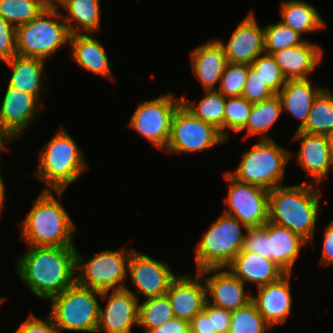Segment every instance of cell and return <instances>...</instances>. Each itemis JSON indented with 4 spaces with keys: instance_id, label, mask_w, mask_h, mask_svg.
<instances>
[{
    "instance_id": "obj_1",
    "label": "cell",
    "mask_w": 333,
    "mask_h": 333,
    "mask_svg": "<svg viewBox=\"0 0 333 333\" xmlns=\"http://www.w3.org/2000/svg\"><path fill=\"white\" fill-rule=\"evenodd\" d=\"M76 253L75 246H29L17 273L33 294L50 300L76 282Z\"/></svg>"
},
{
    "instance_id": "obj_2",
    "label": "cell",
    "mask_w": 333,
    "mask_h": 333,
    "mask_svg": "<svg viewBox=\"0 0 333 333\" xmlns=\"http://www.w3.org/2000/svg\"><path fill=\"white\" fill-rule=\"evenodd\" d=\"M319 195V189L306 181L269 190L268 221L287 227L312 243L320 213Z\"/></svg>"
},
{
    "instance_id": "obj_3",
    "label": "cell",
    "mask_w": 333,
    "mask_h": 333,
    "mask_svg": "<svg viewBox=\"0 0 333 333\" xmlns=\"http://www.w3.org/2000/svg\"><path fill=\"white\" fill-rule=\"evenodd\" d=\"M20 228L28 246H74V222L52 190L41 191Z\"/></svg>"
},
{
    "instance_id": "obj_4",
    "label": "cell",
    "mask_w": 333,
    "mask_h": 333,
    "mask_svg": "<svg viewBox=\"0 0 333 333\" xmlns=\"http://www.w3.org/2000/svg\"><path fill=\"white\" fill-rule=\"evenodd\" d=\"M39 153L35 176L46 183L60 198L69 184L75 182L88 167L75 140L62 127Z\"/></svg>"
},
{
    "instance_id": "obj_5",
    "label": "cell",
    "mask_w": 333,
    "mask_h": 333,
    "mask_svg": "<svg viewBox=\"0 0 333 333\" xmlns=\"http://www.w3.org/2000/svg\"><path fill=\"white\" fill-rule=\"evenodd\" d=\"M247 227L237 218L222 213L203 233L202 240L195 246L197 272L210 268H227L243 249Z\"/></svg>"
},
{
    "instance_id": "obj_6",
    "label": "cell",
    "mask_w": 333,
    "mask_h": 333,
    "mask_svg": "<svg viewBox=\"0 0 333 333\" xmlns=\"http://www.w3.org/2000/svg\"><path fill=\"white\" fill-rule=\"evenodd\" d=\"M70 31L60 10L45 9L30 22L16 27L17 54L43 60L70 43Z\"/></svg>"
},
{
    "instance_id": "obj_7",
    "label": "cell",
    "mask_w": 333,
    "mask_h": 333,
    "mask_svg": "<svg viewBox=\"0 0 333 333\" xmlns=\"http://www.w3.org/2000/svg\"><path fill=\"white\" fill-rule=\"evenodd\" d=\"M291 155L273 139H260L249 151L243 153L238 168L229 174L239 182L272 190L281 186Z\"/></svg>"
},
{
    "instance_id": "obj_8",
    "label": "cell",
    "mask_w": 333,
    "mask_h": 333,
    "mask_svg": "<svg viewBox=\"0 0 333 333\" xmlns=\"http://www.w3.org/2000/svg\"><path fill=\"white\" fill-rule=\"evenodd\" d=\"M102 292L75 282L62 293L50 299L49 315L59 330L95 333L99 322L100 305L97 296Z\"/></svg>"
},
{
    "instance_id": "obj_9",
    "label": "cell",
    "mask_w": 333,
    "mask_h": 333,
    "mask_svg": "<svg viewBox=\"0 0 333 333\" xmlns=\"http://www.w3.org/2000/svg\"><path fill=\"white\" fill-rule=\"evenodd\" d=\"M130 254L131 251L120 248L117 251H101L87 260L77 251L76 282L101 292L126 288L124 283L128 274Z\"/></svg>"
},
{
    "instance_id": "obj_10",
    "label": "cell",
    "mask_w": 333,
    "mask_h": 333,
    "mask_svg": "<svg viewBox=\"0 0 333 333\" xmlns=\"http://www.w3.org/2000/svg\"><path fill=\"white\" fill-rule=\"evenodd\" d=\"M227 139L213 125L194 116L182 103L173 114L167 153H192L225 143Z\"/></svg>"
},
{
    "instance_id": "obj_11",
    "label": "cell",
    "mask_w": 333,
    "mask_h": 333,
    "mask_svg": "<svg viewBox=\"0 0 333 333\" xmlns=\"http://www.w3.org/2000/svg\"><path fill=\"white\" fill-rule=\"evenodd\" d=\"M142 102L133 113L129 125L152 145L166 149L171 134V121L181 99L173 94Z\"/></svg>"
},
{
    "instance_id": "obj_12",
    "label": "cell",
    "mask_w": 333,
    "mask_h": 333,
    "mask_svg": "<svg viewBox=\"0 0 333 333\" xmlns=\"http://www.w3.org/2000/svg\"><path fill=\"white\" fill-rule=\"evenodd\" d=\"M229 183L224 213L237 218L247 228L261 227L268 221L269 190L254 185L239 182L229 174L224 173Z\"/></svg>"
},
{
    "instance_id": "obj_13",
    "label": "cell",
    "mask_w": 333,
    "mask_h": 333,
    "mask_svg": "<svg viewBox=\"0 0 333 333\" xmlns=\"http://www.w3.org/2000/svg\"><path fill=\"white\" fill-rule=\"evenodd\" d=\"M128 272L132 284L136 287L138 294L145 298L160 297L166 295L172 281L176 278L174 272L167 263L131 249L128 262Z\"/></svg>"
},
{
    "instance_id": "obj_14",
    "label": "cell",
    "mask_w": 333,
    "mask_h": 333,
    "mask_svg": "<svg viewBox=\"0 0 333 333\" xmlns=\"http://www.w3.org/2000/svg\"><path fill=\"white\" fill-rule=\"evenodd\" d=\"M100 298H108V303L105 310L100 305L96 333H132V326L138 325L139 315V300L134 293L128 288L108 290L102 292Z\"/></svg>"
},
{
    "instance_id": "obj_15",
    "label": "cell",
    "mask_w": 333,
    "mask_h": 333,
    "mask_svg": "<svg viewBox=\"0 0 333 333\" xmlns=\"http://www.w3.org/2000/svg\"><path fill=\"white\" fill-rule=\"evenodd\" d=\"M213 272H215L213 276H207L208 273ZM199 273L205 278L203 281L206 287V302L209 304L232 312L252 301V296L244 290L245 283L231 271H224V268H210L201 270ZM208 293L213 299L212 303Z\"/></svg>"
},
{
    "instance_id": "obj_16",
    "label": "cell",
    "mask_w": 333,
    "mask_h": 333,
    "mask_svg": "<svg viewBox=\"0 0 333 333\" xmlns=\"http://www.w3.org/2000/svg\"><path fill=\"white\" fill-rule=\"evenodd\" d=\"M229 63L249 64L265 52L264 28L261 29L255 16L248 14L233 31L227 44L219 40Z\"/></svg>"
},
{
    "instance_id": "obj_17",
    "label": "cell",
    "mask_w": 333,
    "mask_h": 333,
    "mask_svg": "<svg viewBox=\"0 0 333 333\" xmlns=\"http://www.w3.org/2000/svg\"><path fill=\"white\" fill-rule=\"evenodd\" d=\"M41 107L36 96L8 86L0 107L1 124L13 139H19Z\"/></svg>"
},
{
    "instance_id": "obj_18",
    "label": "cell",
    "mask_w": 333,
    "mask_h": 333,
    "mask_svg": "<svg viewBox=\"0 0 333 333\" xmlns=\"http://www.w3.org/2000/svg\"><path fill=\"white\" fill-rule=\"evenodd\" d=\"M193 275H180L172 281L166 295L169 298L174 317L190 322L204 308L206 287L203 277L196 271Z\"/></svg>"
},
{
    "instance_id": "obj_19",
    "label": "cell",
    "mask_w": 333,
    "mask_h": 333,
    "mask_svg": "<svg viewBox=\"0 0 333 333\" xmlns=\"http://www.w3.org/2000/svg\"><path fill=\"white\" fill-rule=\"evenodd\" d=\"M292 274H285L276 282L258 287V295L252 296L258 312L272 327L286 322L291 313L292 296L289 280Z\"/></svg>"
},
{
    "instance_id": "obj_20",
    "label": "cell",
    "mask_w": 333,
    "mask_h": 333,
    "mask_svg": "<svg viewBox=\"0 0 333 333\" xmlns=\"http://www.w3.org/2000/svg\"><path fill=\"white\" fill-rule=\"evenodd\" d=\"M302 140L296 161L298 165L305 169V173L310 174L317 186L326 177L328 171L333 167L330 158L328 144L325 135L309 134L296 131L292 142Z\"/></svg>"
},
{
    "instance_id": "obj_21",
    "label": "cell",
    "mask_w": 333,
    "mask_h": 333,
    "mask_svg": "<svg viewBox=\"0 0 333 333\" xmlns=\"http://www.w3.org/2000/svg\"><path fill=\"white\" fill-rule=\"evenodd\" d=\"M194 76L205 90H217L228 63L222 43L216 39L199 45L190 51Z\"/></svg>"
},
{
    "instance_id": "obj_22",
    "label": "cell",
    "mask_w": 333,
    "mask_h": 333,
    "mask_svg": "<svg viewBox=\"0 0 333 333\" xmlns=\"http://www.w3.org/2000/svg\"><path fill=\"white\" fill-rule=\"evenodd\" d=\"M308 241L287 227L267 221V259L272 260L286 274H292L301 245Z\"/></svg>"
},
{
    "instance_id": "obj_23",
    "label": "cell",
    "mask_w": 333,
    "mask_h": 333,
    "mask_svg": "<svg viewBox=\"0 0 333 333\" xmlns=\"http://www.w3.org/2000/svg\"><path fill=\"white\" fill-rule=\"evenodd\" d=\"M322 48L315 43L307 42L279 50L272 55L284 77L290 79H307L322 60Z\"/></svg>"
},
{
    "instance_id": "obj_24",
    "label": "cell",
    "mask_w": 333,
    "mask_h": 333,
    "mask_svg": "<svg viewBox=\"0 0 333 333\" xmlns=\"http://www.w3.org/2000/svg\"><path fill=\"white\" fill-rule=\"evenodd\" d=\"M241 282L257 284V288L276 282L286 273L272 260L243 249L227 267Z\"/></svg>"
},
{
    "instance_id": "obj_25",
    "label": "cell",
    "mask_w": 333,
    "mask_h": 333,
    "mask_svg": "<svg viewBox=\"0 0 333 333\" xmlns=\"http://www.w3.org/2000/svg\"><path fill=\"white\" fill-rule=\"evenodd\" d=\"M323 89L320 86L313 87L310 78L290 79L277 93L283 111H288L294 118L300 120L297 131L305 126L312 104Z\"/></svg>"
},
{
    "instance_id": "obj_26",
    "label": "cell",
    "mask_w": 333,
    "mask_h": 333,
    "mask_svg": "<svg viewBox=\"0 0 333 333\" xmlns=\"http://www.w3.org/2000/svg\"><path fill=\"white\" fill-rule=\"evenodd\" d=\"M72 59L85 70L111 79L112 72L104 46L94 37L86 34L70 36Z\"/></svg>"
},
{
    "instance_id": "obj_27",
    "label": "cell",
    "mask_w": 333,
    "mask_h": 333,
    "mask_svg": "<svg viewBox=\"0 0 333 333\" xmlns=\"http://www.w3.org/2000/svg\"><path fill=\"white\" fill-rule=\"evenodd\" d=\"M45 61L36 57L14 55L4 61L12 69L8 86L36 96L40 100Z\"/></svg>"
},
{
    "instance_id": "obj_28",
    "label": "cell",
    "mask_w": 333,
    "mask_h": 333,
    "mask_svg": "<svg viewBox=\"0 0 333 333\" xmlns=\"http://www.w3.org/2000/svg\"><path fill=\"white\" fill-rule=\"evenodd\" d=\"M280 11V22L300 35L312 33L326 26L316 8L301 0L282 1Z\"/></svg>"
},
{
    "instance_id": "obj_29",
    "label": "cell",
    "mask_w": 333,
    "mask_h": 333,
    "mask_svg": "<svg viewBox=\"0 0 333 333\" xmlns=\"http://www.w3.org/2000/svg\"><path fill=\"white\" fill-rule=\"evenodd\" d=\"M100 0H66L62 6L68 16H64L70 34H79L80 29L95 33L101 27ZM71 22L74 24L71 25ZM76 25V26H75Z\"/></svg>"
},
{
    "instance_id": "obj_30",
    "label": "cell",
    "mask_w": 333,
    "mask_h": 333,
    "mask_svg": "<svg viewBox=\"0 0 333 333\" xmlns=\"http://www.w3.org/2000/svg\"><path fill=\"white\" fill-rule=\"evenodd\" d=\"M282 111V103L277 94L261 102L253 103L246 125L239 132L246 130L248 137L263 135L261 137L263 140L272 139L265 133L267 134L274 125Z\"/></svg>"
},
{
    "instance_id": "obj_31",
    "label": "cell",
    "mask_w": 333,
    "mask_h": 333,
    "mask_svg": "<svg viewBox=\"0 0 333 333\" xmlns=\"http://www.w3.org/2000/svg\"><path fill=\"white\" fill-rule=\"evenodd\" d=\"M199 103L193 104L181 98L182 105L194 116L216 127L224 136V114L226 97L218 90H205Z\"/></svg>"
},
{
    "instance_id": "obj_32",
    "label": "cell",
    "mask_w": 333,
    "mask_h": 333,
    "mask_svg": "<svg viewBox=\"0 0 333 333\" xmlns=\"http://www.w3.org/2000/svg\"><path fill=\"white\" fill-rule=\"evenodd\" d=\"M300 131L317 135H327L333 131V95L328 88H324L315 98L307 122Z\"/></svg>"
},
{
    "instance_id": "obj_33",
    "label": "cell",
    "mask_w": 333,
    "mask_h": 333,
    "mask_svg": "<svg viewBox=\"0 0 333 333\" xmlns=\"http://www.w3.org/2000/svg\"><path fill=\"white\" fill-rule=\"evenodd\" d=\"M174 317L173 308L167 295L147 298L139 303L138 325L145 331L160 327Z\"/></svg>"
},
{
    "instance_id": "obj_34",
    "label": "cell",
    "mask_w": 333,
    "mask_h": 333,
    "mask_svg": "<svg viewBox=\"0 0 333 333\" xmlns=\"http://www.w3.org/2000/svg\"><path fill=\"white\" fill-rule=\"evenodd\" d=\"M44 10L40 0H0V16L14 27L30 22Z\"/></svg>"
},
{
    "instance_id": "obj_35",
    "label": "cell",
    "mask_w": 333,
    "mask_h": 333,
    "mask_svg": "<svg viewBox=\"0 0 333 333\" xmlns=\"http://www.w3.org/2000/svg\"><path fill=\"white\" fill-rule=\"evenodd\" d=\"M271 327L258 312L253 301L232 311L228 333H264Z\"/></svg>"
},
{
    "instance_id": "obj_36",
    "label": "cell",
    "mask_w": 333,
    "mask_h": 333,
    "mask_svg": "<svg viewBox=\"0 0 333 333\" xmlns=\"http://www.w3.org/2000/svg\"><path fill=\"white\" fill-rule=\"evenodd\" d=\"M302 35L295 32L280 21L264 27V50L265 53L273 54L279 50L298 46L306 40Z\"/></svg>"
},
{
    "instance_id": "obj_37",
    "label": "cell",
    "mask_w": 333,
    "mask_h": 333,
    "mask_svg": "<svg viewBox=\"0 0 333 333\" xmlns=\"http://www.w3.org/2000/svg\"><path fill=\"white\" fill-rule=\"evenodd\" d=\"M249 64L227 63L217 90L226 98L242 95L246 84Z\"/></svg>"
},
{
    "instance_id": "obj_38",
    "label": "cell",
    "mask_w": 333,
    "mask_h": 333,
    "mask_svg": "<svg viewBox=\"0 0 333 333\" xmlns=\"http://www.w3.org/2000/svg\"><path fill=\"white\" fill-rule=\"evenodd\" d=\"M253 103L247 101L242 96L227 97L225 102L224 114V137L229 140V135L226 133V127L239 132L249 118Z\"/></svg>"
},
{
    "instance_id": "obj_39",
    "label": "cell",
    "mask_w": 333,
    "mask_h": 333,
    "mask_svg": "<svg viewBox=\"0 0 333 333\" xmlns=\"http://www.w3.org/2000/svg\"><path fill=\"white\" fill-rule=\"evenodd\" d=\"M263 54V56L260 54L251 65L259 73L266 85L277 94L284 87L287 79L277 65L274 56L265 52Z\"/></svg>"
},
{
    "instance_id": "obj_40",
    "label": "cell",
    "mask_w": 333,
    "mask_h": 333,
    "mask_svg": "<svg viewBox=\"0 0 333 333\" xmlns=\"http://www.w3.org/2000/svg\"><path fill=\"white\" fill-rule=\"evenodd\" d=\"M275 95V93L266 85L259 73L249 66L246 84L242 92V97L251 103L261 102Z\"/></svg>"
},
{
    "instance_id": "obj_41",
    "label": "cell",
    "mask_w": 333,
    "mask_h": 333,
    "mask_svg": "<svg viewBox=\"0 0 333 333\" xmlns=\"http://www.w3.org/2000/svg\"><path fill=\"white\" fill-rule=\"evenodd\" d=\"M246 230L243 250L267 258V222L261 227Z\"/></svg>"
},
{
    "instance_id": "obj_42",
    "label": "cell",
    "mask_w": 333,
    "mask_h": 333,
    "mask_svg": "<svg viewBox=\"0 0 333 333\" xmlns=\"http://www.w3.org/2000/svg\"><path fill=\"white\" fill-rule=\"evenodd\" d=\"M16 54V27L0 16V59L4 62Z\"/></svg>"
},
{
    "instance_id": "obj_43",
    "label": "cell",
    "mask_w": 333,
    "mask_h": 333,
    "mask_svg": "<svg viewBox=\"0 0 333 333\" xmlns=\"http://www.w3.org/2000/svg\"><path fill=\"white\" fill-rule=\"evenodd\" d=\"M59 331L50 315L41 320L30 313L14 333H59Z\"/></svg>"
},
{
    "instance_id": "obj_44",
    "label": "cell",
    "mask_w": 333,
    "mask_h": 333,
    "mask_svg": "<svg viewBox=\"0 0 333 333\" xmlns=\"http://www.w3.org/2000/svg\"><path fill=\"white\" fill-rule=\"evenodd\" d=\"M203 310L209 315L213 316L214 332L228 333L231 321V311L219 308L205 302Z\"/></svg>"
},
{
    "instance_id": "obj_45",
    "label": "cell",
    "mask_w": 333,
    "mask_h": 333,
    "mask_svg": "<svg viewBox=\"0 0 333 333\" xmlns=\"http://www.w3.org/2000/svg\"><path fill=\"white\" fill-rule=\"evenodd\" d=\"M189 328L190 333H217L214 332L213 316H209L204 310L189 322Z\"/></svg>"
},
{
    "instance_id": "obj_46",
    "label": "cell",
    "mask_w": 333,
    "mask_h": 333,
    "mask_svg": "<svg viewBox=\"0 0 333 333\" xmlns=\"http://www.w3.org/2000/svg\"><path fill=\"white\" fill-rule=\"evenodd\" d=\"M144 333H190L189 322L173 317L160 327L146 330Z\"/></svg>"
},
{
    "instance_id": "obj_47",
    "label": "cell",
    "mask_w": 333,
    "mask_h": 333,
    "mask_svg": "<svg viewBox=\"0 0 333 333\" xmlns=\"http://www.w3.org/2000/svg\"><path fill=\"white\" fill-rule=\"evenodd\" d=\"M324 231L325 236L320 262L322 265L327 266L333 263V220L329 225L325 226Z\"/></svg>"
},
{
    "instance_id": "obj_48",
    "label": "cell",
    "mask_w": 333,
    "mask_h": 333,
    "mask_svg": "<svg viewBox=\"0 0 333 333\" xmlns=\"http://www.w3.org/2000/svg\"><path fill=\"white\" fill-rule=\"evenodd\" d=\"M66 0H40L44 9L58 10L59 5L63 6Z\"/></svg>"
},
{
    "instance_id": "obj_49",
    "label": "cell",
    "mask_w": 333,
    "mask_h": 333,
    "mask_svg": "<svg viewBox=\"0 0 333 333\" xmlns=\"http://www.w3.org/2000/svg\"><path fill=\"white\" fill-rule=\"evenodd\" d=\"M13 139L9 133L3 128L1 121H0V152L5 149L6 143Z\"/></svg>"
},
{
    "instance_id": "obj_50",
    "label": "cell",
    "mask_w": 333,
    "mask_h": 333,
    "mask_svg": "<svg viewBox=\"0 0 333 333\" xmlns=\"http://www.w3.org/2000/svg\"><path fill=\"white\" fill-rule=\"evenodd\" d=\"M4 183H3V180H2V177L0 175V215H1V211L3 209V206H4V202H5V188H4Z\"/></svg>"
},
{
    "instance_id": "obj_51",
    "label": "cell",
    "mask_w": 333,
    "mask_h": 333,
    "mask_svg": "<svg viewBox=\"0 0 333 333\" xmlns=\"http://www.w3.org/2000/svg\"><path fill=\"white\" fill-rule=\"evenodd\" d=\"M325 137H326L327 144H328L330 158L333 163V131L331 133L325 135Z\"/></svg>"
},
{
    "instance_id": "obj_52",
    "label": "cell",
    "mask_w": 333,
    "mask_h": 333,
    "mask_svg": "<svg viewBox=\"0 0 333 333\" xmlns=\"http://www.w3.org/2000/svg\"><path fill=\"white\" fill-rule=\"evenodd\" d=\"M5 301L4 297H0V305Z\"/></svg>"
}]
</instances>
